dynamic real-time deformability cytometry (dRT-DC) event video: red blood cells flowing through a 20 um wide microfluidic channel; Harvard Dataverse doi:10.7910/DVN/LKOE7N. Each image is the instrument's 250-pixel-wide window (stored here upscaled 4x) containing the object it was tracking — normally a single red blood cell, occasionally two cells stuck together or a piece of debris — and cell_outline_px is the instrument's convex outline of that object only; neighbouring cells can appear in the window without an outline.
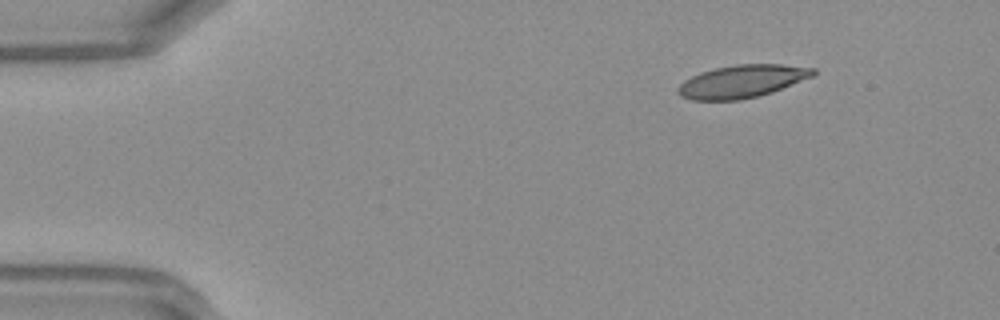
{"species": "Egyptian fruit bat (a non-hibernating species)", "species_latin": "Rousettus aegyptiacus", "temperature_condition": "warm", "stored_images_in_passage": 6, "camera_frame_rate_fps": 3000, "um_per_image_px": 0.085, "frame": {"image": 1, "passage_image": 2, "time_ms": 0.333, "image_size_px": [1000, 320], "cell_outline_px": [[792, 80], [776, 88], [764, 92], [748, 96], [712, 96], [728, 68], [792, 68]], "centroid_in_image_um": [63.91, 6.89], "position_along_channel_um": 21.1, "area_um2": 12.43}}